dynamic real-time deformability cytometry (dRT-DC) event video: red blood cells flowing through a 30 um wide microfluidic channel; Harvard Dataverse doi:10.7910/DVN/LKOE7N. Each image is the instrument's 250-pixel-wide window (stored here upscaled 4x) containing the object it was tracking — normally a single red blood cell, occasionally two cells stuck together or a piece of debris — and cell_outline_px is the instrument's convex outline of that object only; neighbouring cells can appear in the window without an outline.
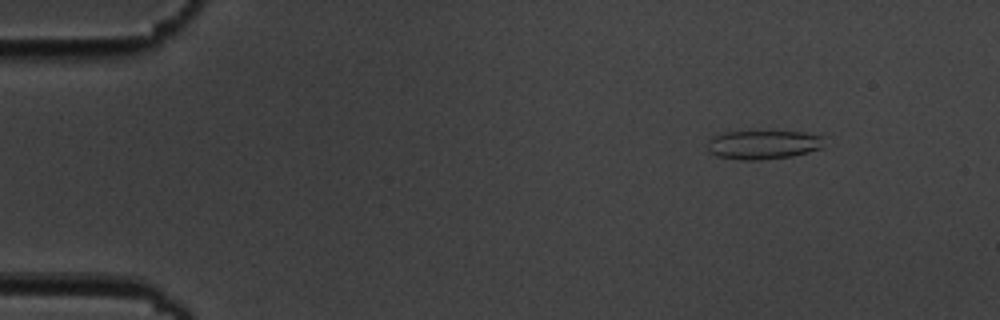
{"species": "common noctule bat (a hibernating species)", "species_latin": "Nyctalus noctula", "temperature_condition": "cold", "stored_images_in_passage": 4, "camera_frame_rate_fps": 3000, "um_per_image_px": 0.085, "animal": {"sex": "male", "body_mass_g": 19.5, "forearm_length_mm": 54.6}, "frame": {"image": 1, "passage_image": 2, "time_ms": 1.0, "image_size_px": [1000, 320], "cell_outline_px": [[824, 136], [820, 148], [808, 152], [792, 156], [760, 160], [740, 160], [716, 156], [708, 152], [708, 140], [712, 136], [724, 132], [804, 132]], "centroid_in_image_um": [64.83, 12.31], "position_along_channel_um": 20.2, "area_um2": 19.59}}